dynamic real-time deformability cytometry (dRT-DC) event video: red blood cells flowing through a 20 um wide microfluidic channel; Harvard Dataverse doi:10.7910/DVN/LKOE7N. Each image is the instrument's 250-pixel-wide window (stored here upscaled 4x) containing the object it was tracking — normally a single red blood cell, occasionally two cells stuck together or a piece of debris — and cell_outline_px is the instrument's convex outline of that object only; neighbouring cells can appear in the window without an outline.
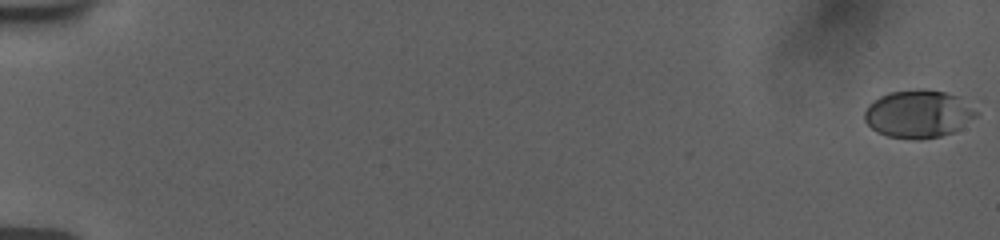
{"species": "human", "species_latin": "Homo sapiens", "temperature_condition": "room temperature", "stored_images_in_passage": 57, "camera_frame_rate_fps": 3000, "um_per_image_px": 0.085, "donor": {"sex": "female"}, "frame": {"image": 1, "passage_image": 1, "time_ms": 0.0, "image_size_px": [1000, 240], "cell_outline_px": [[980, 112], [976, 116], [960, 128], [952, 132], [940, 136], [916, 140], [888, 136], [876, 132], [864, 120], [864, 112], [868, 104], [872, 100], [888, 92], [920, 88], [944, 92], [960, 96]], "centroid_in_image_um": [78.05, 9.67], "position_along_channel_um": 6.9, "area_um2": 31.44}}
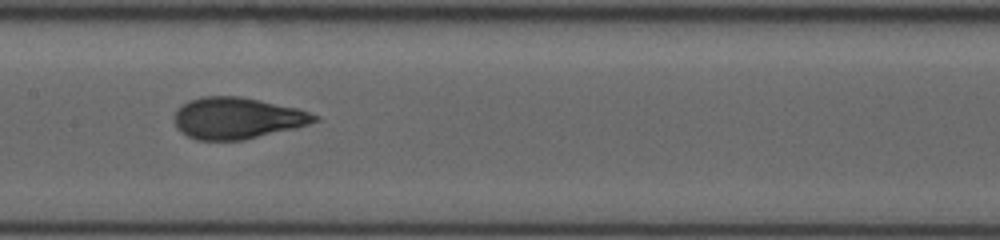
{"frame": {"image": 2, "passage_image": 31, "time_ms": 10.0, "image_size_px": [1000, 240], "cell_outline_px": [[320, 120], [308, 124], [244, 140], [196, 140], [180, 132], [176, 128], [176, 108], [188, 100], [200, 96], [240, 96], [296, 108], [320, 116]], "centroid_in_image_um": [20.12, 10.04], "position_along_channel_um": 187.3, "area_um2": 33.7}}
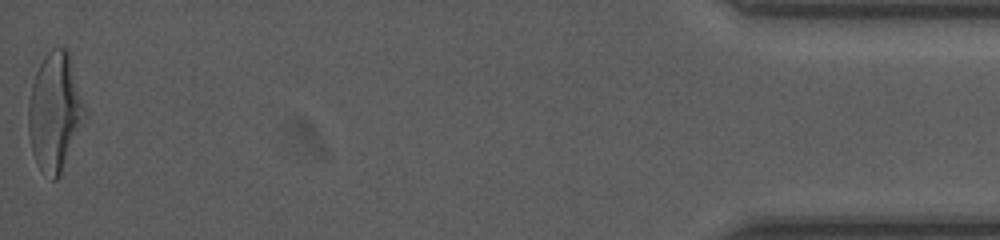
{"frame": {"image": 3, "passage_image": 57, "time_ms": 18.667, "image_size_px": [1000, 240], "cell_outline_px": [[88, 112], [60, 176], [56, 180], [52, 180], [40, 168], [32, 152], [28, 132], [28, 100], [32, 84], [36, 72], [44, 56], [52, 48], [68, 48]], "centroid_in_image_um": [4.68, 9.49], "position_along_channel_um": 430.5, "area_um2": 39.19}, "authors_computed_cell_mechanics": {"area_um2": 33.3506, "velocity_mm_per_s": 3.7674, "shape_relaxation_time_tau1_ms": 5.3041, "shape_relaxation_time_tau2_ms": 0.6987, "deformation_change_tau1": 0.1854, "deformation_change_tau2": 0.0769}}